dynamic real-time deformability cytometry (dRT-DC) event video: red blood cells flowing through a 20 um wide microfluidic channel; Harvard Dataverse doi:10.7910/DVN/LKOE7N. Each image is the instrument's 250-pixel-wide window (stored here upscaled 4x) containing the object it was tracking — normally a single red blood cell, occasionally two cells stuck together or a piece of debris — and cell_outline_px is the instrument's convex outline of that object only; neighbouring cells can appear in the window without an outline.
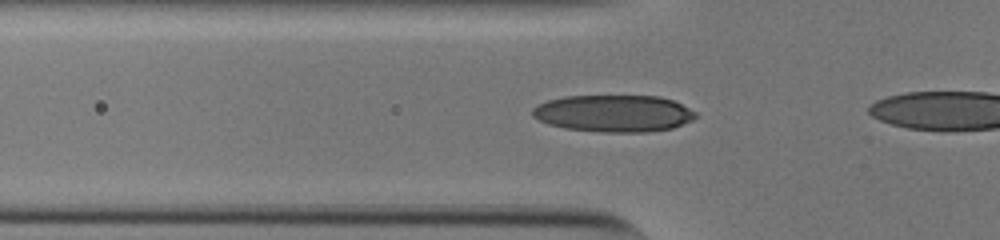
{"species": "human", "species_latin": "Homo sapiens", "temperature_condition": "cold", "stored_images_in_passage": 34, "camera_frame_rate_fps": 3000, "um_per_image_px": 0.085, "donor": {"sex": "male"}, "frame": {"image": 1, "passage_image": 9, "time_ms": 2.667, "image_size_px": [1000, 240], "cell_outline_px": [[696, 116], [692, 120], [672, 128], [648, 132], [600, 132], [564, 128], [548, 124], [532, 116], [532, 108], [536, 104], [548, 100], [564, 96], [660, 96], [672, 100], [696, 112]], "centroid_in_image_um": [52.13, 9.64], "position_along_channel_um": 73.7, "area_um2": 35.2}}
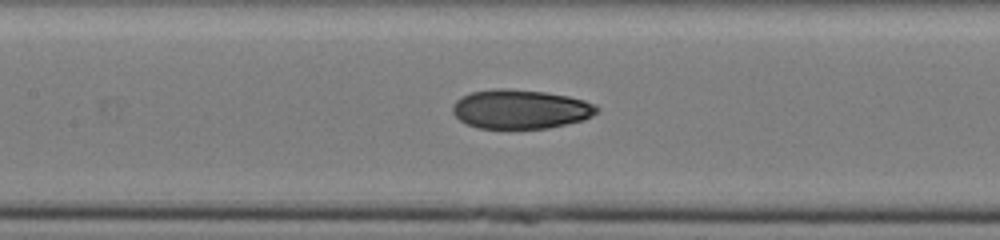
{"frame": {"image": 2, "passage_image": 16, "time_ms": 5.0, "image_size_px": [1000, 240], "cell_outline_px": [[600, 112], [584, 120], [548, 128], [480, 128], [468, 124], [460, 120], [452, 112], [452, 104], [460, 96], [472, 92], [492, 88], [508, 88], [544, 92], [568, 96], [584, 100], [596, 104], [600, 108]], "centroid_in_image_um": [44.26, 9.27], "position_along_channel_um": 163.1, "area_um2": 33.18}}
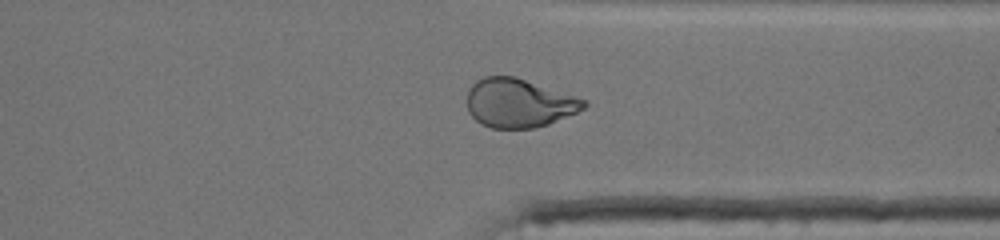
{"frame": {"image": 3, "passage_image": 32, "time_ms": 10.333, "image_size_px": [1000, 240], "cell_outline_px": [[588, 104], [584, 108], [576, 112], [548, 124], [536, 128], [492, 128], [480, 124], [468, 112], [468, 92], [472, 84], [476, 80], [484, 76], [516, 76], [588, 100]], "centroid_in_image_um": [44.11, 8.75], "position_along_channel_um": 367.3, "area_um2": 33.29}}